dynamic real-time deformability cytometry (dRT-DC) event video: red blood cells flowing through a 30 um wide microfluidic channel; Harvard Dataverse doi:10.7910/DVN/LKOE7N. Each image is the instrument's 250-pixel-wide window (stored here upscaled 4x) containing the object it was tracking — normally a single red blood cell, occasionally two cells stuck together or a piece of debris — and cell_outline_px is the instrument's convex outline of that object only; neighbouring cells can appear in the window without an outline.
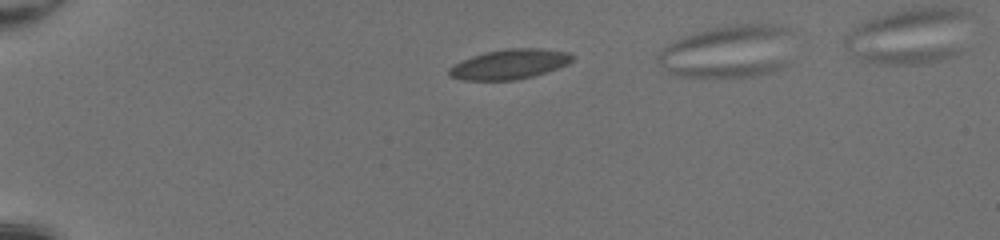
{"species": "common noctule bat (a hibernating species)", "species_latin": "Nyctalus noctula", "temperature_condition": "room temperature", "stored_images_in_passage": 38, "camera_frame_rate_fps": 3000, "um_per_image_px": 0.085, "animal": {"sex": "female", "body_mass_g": 20.0, "forearm_length_mm": 54.0}, "frame": {"image": 1, "passage_image": 1, "time_ms": 0.0, "image_size_px": [1000, 240], "cell_outline_px": [[576, 56], [568, 64], [532, 76], [512, 80], [464, 80], [452, 76], [448, 72], [448, 68], [472, 56], [484, 52], [504, 48], [540, 48], [568, 52]], "centroid_in_image_um": [43.33, 5.44], "position_along_channel_um": 41.7, "area_um2": 21.21}}
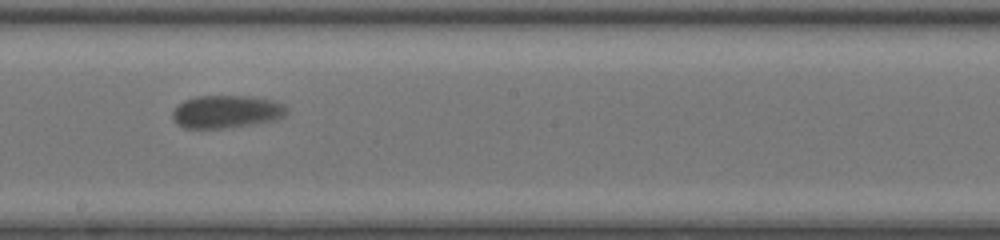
{"frame": {"image": 2, "passage_image": 19, "time_ms": 6.0, "image_size_px": [1000, 240], "cell_outline_px": [[288, 112], [284, 116], [272, 120], [224, 128], [184, 128], [176, 124], [172, 120], [172, 112], [184, 100], [196, 96], [252, 96], [272, 100], [284, 104], [288, 108]], "centroid_in_image_um": [19.22, 9.48], "position_along_channel_um": 229.0, "area_um2": 21.73}}
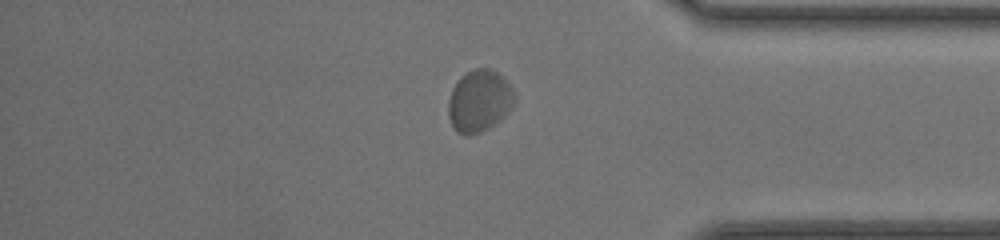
{"frame": {"image": 3, "passage_image": 32, "time_ms": 10.333, "image_size_px": [1000, 240], "cell_outline_px": [[516, 100], [512, 108], [496, 124], [480, 132], [468, 136], [464, 136], [456, 132], [448, 116], [448, 100], [452, 88], [460, 76], [476, 68], [492, 68], [508, 80], [516, 96]], "centroid_in_image_um": [40.76, 8.58], "position_along_channel_um": 394.4, "area_um2": 24.39}}